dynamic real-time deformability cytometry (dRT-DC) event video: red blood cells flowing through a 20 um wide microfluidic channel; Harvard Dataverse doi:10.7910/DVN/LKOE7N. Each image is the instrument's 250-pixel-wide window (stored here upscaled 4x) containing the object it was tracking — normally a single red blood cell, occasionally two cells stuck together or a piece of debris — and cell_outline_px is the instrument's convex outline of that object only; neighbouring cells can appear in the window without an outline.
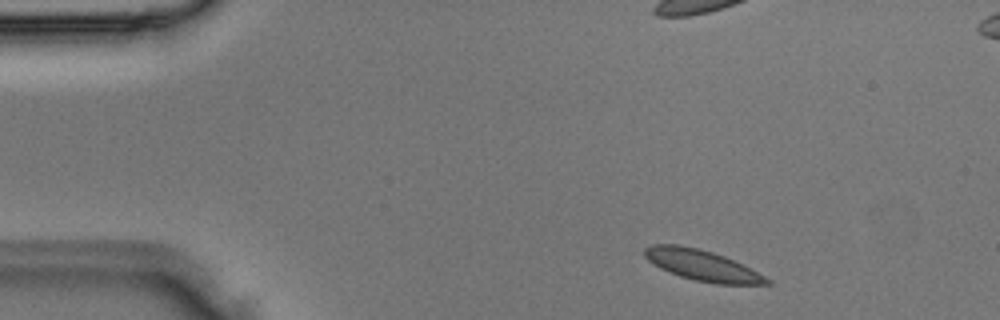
{"species": "Egyptian fruit bat (a non-hibernating species)", "species_latin": "Rousettus aegyptiacus", "temperature_condition": "room temperature", "stored_images_in_passage": 3, "camera_frame_rate_fps": 3000, "um_per_image_px": 0.085, "animal": {"sex": "male"}, "frame": {"image": 1, "passage_image": 1, "time_ms": 0.0, "image_size_px": [1000, 320], "cell_outline_px": [[772, 284], [716, 284], [696, 280], [680, 276], [660, 268], [648, 260], [644, 256], [644, 248], [652, 244], [680, 244], [712, 252], [724, 256], [772, 280]], "centroid_in_image_um": [59.64, 22.54], "position_along_channel_um": 25.4, "area_um2": 21.56}}